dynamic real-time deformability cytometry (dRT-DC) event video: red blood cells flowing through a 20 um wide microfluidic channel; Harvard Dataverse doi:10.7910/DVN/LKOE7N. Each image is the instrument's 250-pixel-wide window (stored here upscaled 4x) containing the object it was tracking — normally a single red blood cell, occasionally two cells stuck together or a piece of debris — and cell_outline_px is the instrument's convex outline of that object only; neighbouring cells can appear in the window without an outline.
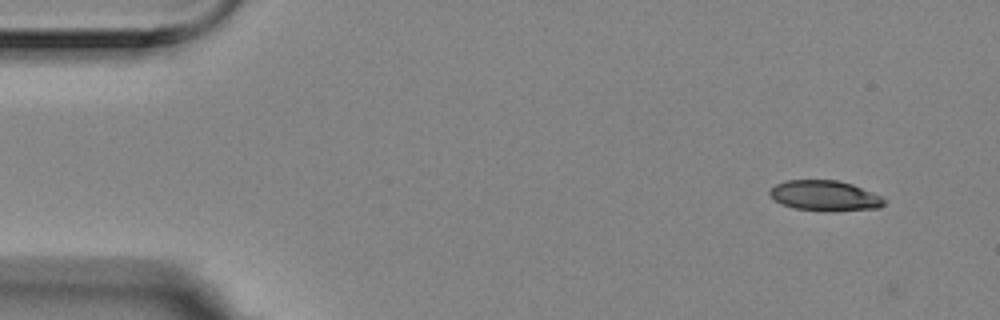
{"species": "Egyptian fruit bat (a non-hibernating species)", "species_latin": "Rousettus aegyptiacus", "temperature_condition": "room temperature", "stored_images_in_passage": 3, "camera_frame_rate_fps": 3000, "um_per_image_px": 0.085, "animal": {"sex": "female"}, "frame": {"image": 1, "passage_image": 1, "time_ms": 0.0, "image_size_px": [1000, 320], "cell_outline_px": [[884, 204], [880, 208], [796, 208], [784, 204], [776, 200], [768, 192], [776, 184], [788, 180], [836, 180], [852, 184], [872, 192], [880, 196], [884, 200]], "centroid_in_image_um": [70.09, 16.57], "position_along_channel_um": 14.9, "area_um2": 18.84}}
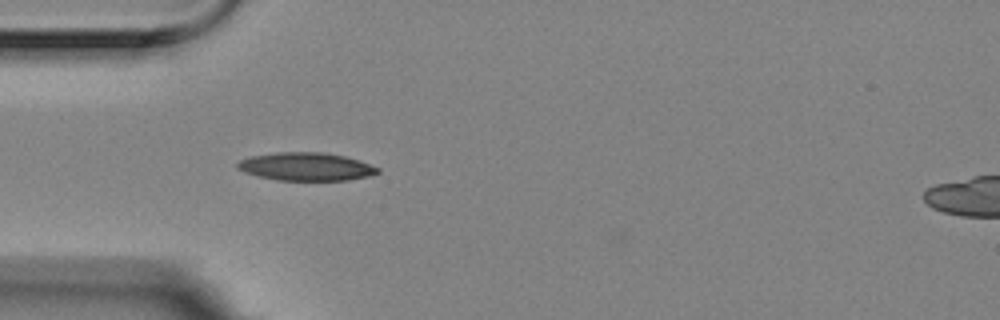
{"frame": {"image": 2, "passage_image": 3, "time_ms": 0.667, "image_size_px": [1000, 320], "cell_outline_px": [[380, 172], [368, 176], [348, 180], [276, 180], [244, 172], [236, 168], [236, 164], [240, 160], [248, 156], [276, 152], [324, 152], [344, 156], [380, 168]], "centroid_in_image_um": [25.97, 14.15], "position_along_channel_um": 59.0, "area_um2": 22.89}}